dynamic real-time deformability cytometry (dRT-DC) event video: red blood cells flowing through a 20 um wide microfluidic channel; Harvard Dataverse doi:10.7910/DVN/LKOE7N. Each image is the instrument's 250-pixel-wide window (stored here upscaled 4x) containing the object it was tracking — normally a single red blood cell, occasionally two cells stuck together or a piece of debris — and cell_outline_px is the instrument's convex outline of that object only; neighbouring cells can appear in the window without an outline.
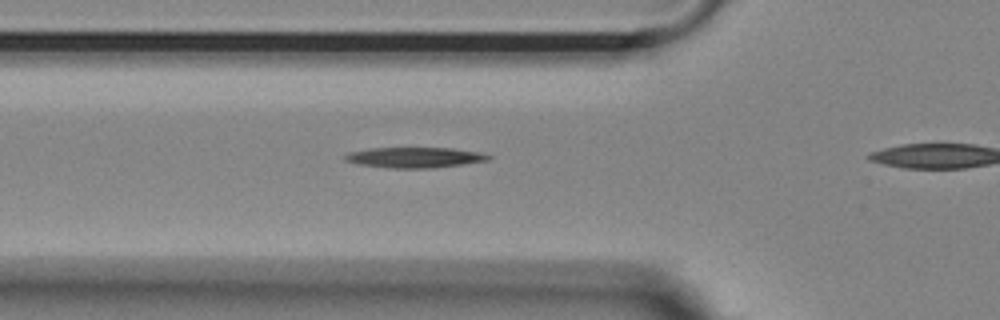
{"species": "Egyptian fruit bat (a non-hibernating species)", "species_latin": "Rousettus aegyptiacus", "temperature_condition": "room temperature", "stored_images_in_passage": 10, "camera_frame_rate_fps": 3000, "um_per_image_px": 0.085, "animal": {"sex": "female"}, "frame": {"image": 1, "passage_image": 9, "time_ms": 2.667, "image_size_px": [1000, 320], "cell_outline_px": [[492, 156], [488, 160], [464, 164], [432, 168], [388, 168], [356, 164], [344, 160], [344, 156], [348, 152], [368, 148], [452, 148], [480, 152]], "centroid_in_image_um": [35.21, 13.38], "position_along_channel_um": 90.6, "area_um2": 17.22}}